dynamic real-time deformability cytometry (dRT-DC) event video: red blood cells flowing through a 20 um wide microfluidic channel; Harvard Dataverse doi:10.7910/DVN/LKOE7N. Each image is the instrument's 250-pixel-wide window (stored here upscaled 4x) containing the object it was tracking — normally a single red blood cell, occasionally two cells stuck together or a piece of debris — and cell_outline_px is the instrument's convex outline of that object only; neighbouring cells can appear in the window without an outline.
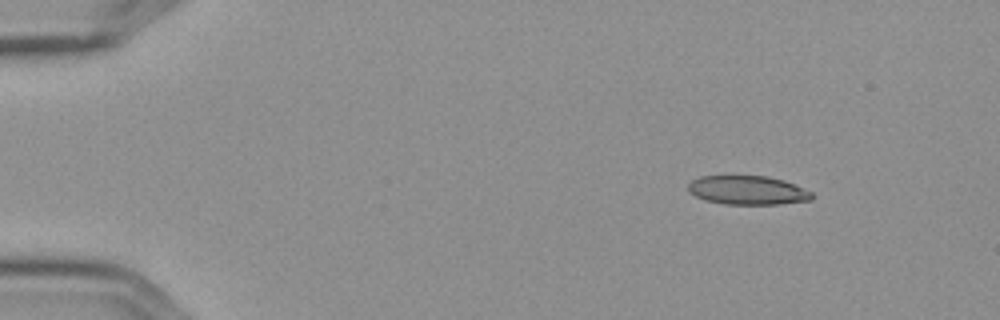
{"species": "Egyptian fruit bat (a non-hibernating species)", "species_latin": "Rousettus aegyptiacus", "temperature_condition": "cold", "stored_images_in_passage": 9, "camera_frame_rate_fps": 3000, "um_per_image_px": 0.085, "frame": {"image": 1, "passage_image": 1, "time_ms": 0.0, "image_size_px": [1000, 320], "cell_outline_px": [[812, 200], [780, 204], [724, 204], [704, 200], [688, 192], [688, 184], [692, 180], [700, 176], [768, 176], [784, 180], [812, 192]], "centroid_in_image_um": [63.53, 16.17], "position_along_channel_um": 21.5, "area_um2": 20.87}}
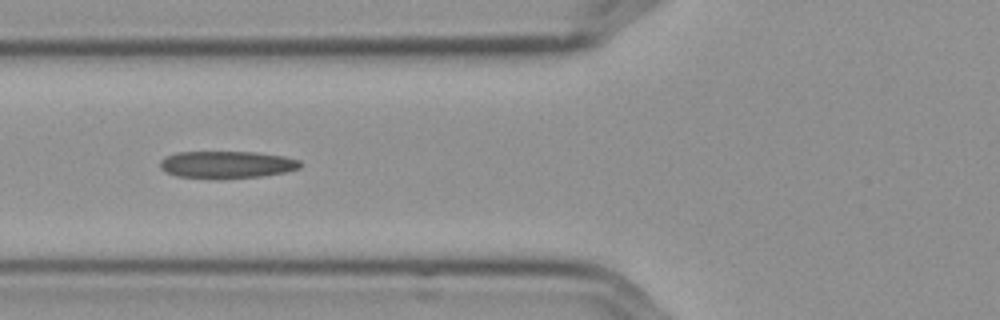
{"frame": {"image": 2, "passage_image": 5, "time_ms": 1.333, "image_size_px": [1000, 320], "cell_outline_px": [[300, 168], [284, 172], [260, 176], [216, 180], [176, 176], [160, 168], [160, 160], [164, 156], [176, 152], [256, 152], [284, 156], [300, 160]], "centroid_in_image_um": [19.23, 14.0], "position_along_channel_um": 106.6, "area_um2": 22.54}}
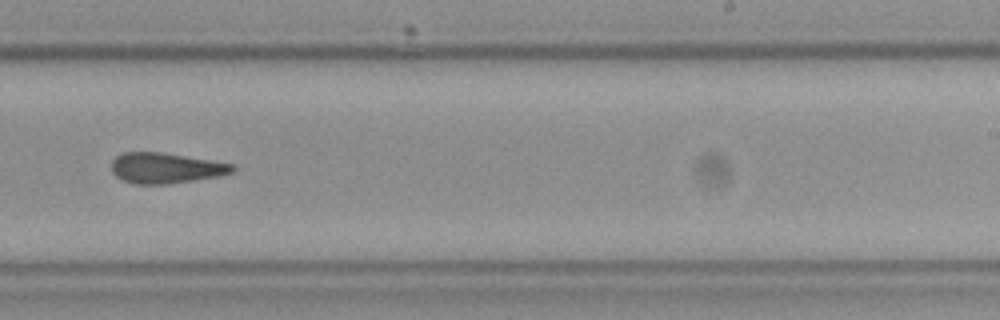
{"frame": {"image": 3, "passage_image": 9, "time_ms": 2.667, "image_size_px": [1000, 320], "cell_outline_px": [[236, 168], [232, 172], [220, 176], [164, 184], [132, 184], [116, 176], [112, 172], [112, 160], [116, 156], [124, 152], [164, 152], [212, 160], [232, 164]], "centroid_in_image_um": [14.08, 14.27], "position_along_channel_um": 274.9, "area_um2": 21.5}}